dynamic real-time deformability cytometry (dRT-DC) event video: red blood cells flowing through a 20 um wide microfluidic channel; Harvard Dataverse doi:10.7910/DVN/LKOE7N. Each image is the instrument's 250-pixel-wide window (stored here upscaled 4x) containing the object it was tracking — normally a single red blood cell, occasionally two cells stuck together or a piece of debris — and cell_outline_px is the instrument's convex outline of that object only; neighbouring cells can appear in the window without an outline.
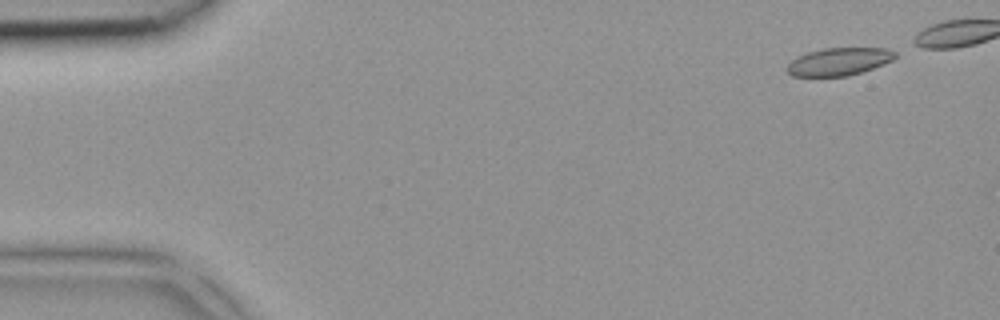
{"species": "common noctule bat (a hibernating species)", "species_latin": "Nyctalus noctula", "temperature_condition": "room temperature", "stored_images_in_passage": 3, "camera_frame_rate_fps": 3000, "um_per_image_px": 0.085, "animal": {"sex": "female", "body_mass_g": 18.4}, "frame": {"image": 1, "passage_image": 1, "time_ms": 0.0, "image_size_px": [1000, 320], "cell_outline_px": [[896, 56], [892, 60], [872, 68], [848, 76], [792, 76], [784, 68], [796, 56], [808, 52], [824, 48], [888, 48], [896, 52]], "centroid_in_image_um": [71.28, 5.23], "position_along_channel_um": 13.7, "area_um2": 17.4}}